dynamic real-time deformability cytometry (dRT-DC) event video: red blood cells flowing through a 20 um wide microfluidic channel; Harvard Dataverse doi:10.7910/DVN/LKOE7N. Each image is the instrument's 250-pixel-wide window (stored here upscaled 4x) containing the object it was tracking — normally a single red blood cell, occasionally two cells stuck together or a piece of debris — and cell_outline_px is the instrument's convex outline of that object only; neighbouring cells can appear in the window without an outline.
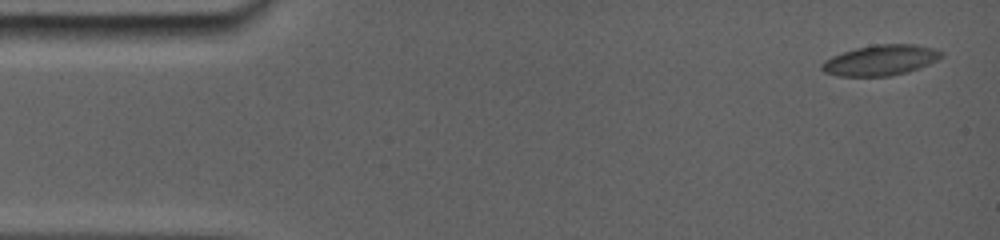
{"species": "common noctule bat (a hibernating species)", "species_latin": "Nyctalus noctula", "temperature_condition": "room temperature", "stored_images_in_passage": 27, "camera_frame_rate_fps": 5000, "um_per_image_px": 0.085, "animal": {"sex": "female", "body_mass_g": 19.0, "forearm_length_mm": 56.7}, "frame": {"image": 1, "passage_image": 1, "time_ms": 0.0, "image_size_px": [1000, 240], "cell_outline_px": [[944, 56], [920, 68], [908, 72], [892, 76], [840, 76], [824, 72], [820, 68], [820, 64], [824, 60], [832, 56], [856, 48], [876, 44], [916, 44], [936, 48], [944, 52]], "centroid_in_image_um": [74.88, 5.11], "position_along_channel_um": 10.1, "area_um2": 21.44}}
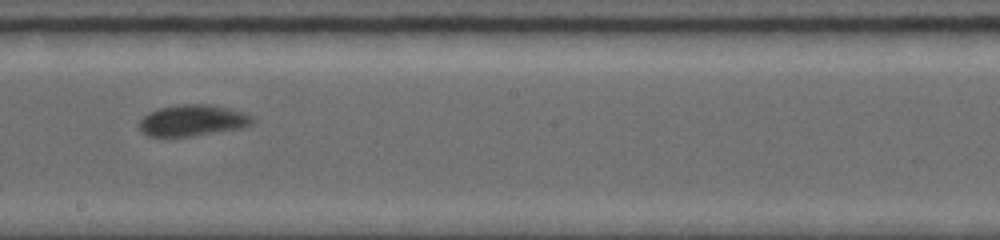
{"frame": {"image": 2, "passage_image": 16, "time_ms": 8.8, "image_size_px": [1000, 240], "cell_outline_px": [[256, 120], [252, 124], [240, 128], [188, 136], [148, 136], [140, 128], [140, 120], [148, 112], [156, 108], [180, 104], [212, 104], [232, 108], [244, 112], [252, 116]], "centroid_in_image_um": [16.4, 10.2], "position_along_channel_um": 231.8, "area_um2": 20.63}}
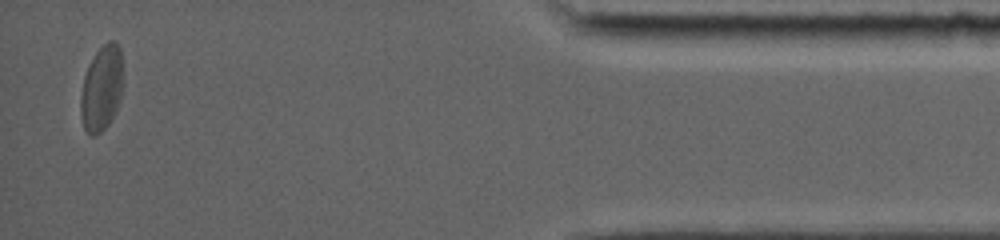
{"frame": {"image": 3, "passage_image": 27, "time_ms": 15.4, "image_size_px": [1000, 240], "cell_outline_px": [[124, 80], [120, 100], [112, 120], [96, 136], [88, 136], [84, 128], [80, 116], [80, 96], [84, 76], [88, 64], [96, 52], [108, 40], [112, 40], [120, 48], [124, 72]], "centroid_in_image_um": [8.65, 7.52], "position_along_channel_um": 426.6, "area_um2": 21.68}, "authors_computed_cell_mechanics": {"area_um2": 20.6346, "velocity_mm_per_s": 3.7863, "shape_relaxation_time_tau1_ms": 2.8578, "shape_relaxation_time_tau2_ms": 1.2881, "deformation_change_tau1": 0.1139, "deformation_change_tau2": 0.0359}}